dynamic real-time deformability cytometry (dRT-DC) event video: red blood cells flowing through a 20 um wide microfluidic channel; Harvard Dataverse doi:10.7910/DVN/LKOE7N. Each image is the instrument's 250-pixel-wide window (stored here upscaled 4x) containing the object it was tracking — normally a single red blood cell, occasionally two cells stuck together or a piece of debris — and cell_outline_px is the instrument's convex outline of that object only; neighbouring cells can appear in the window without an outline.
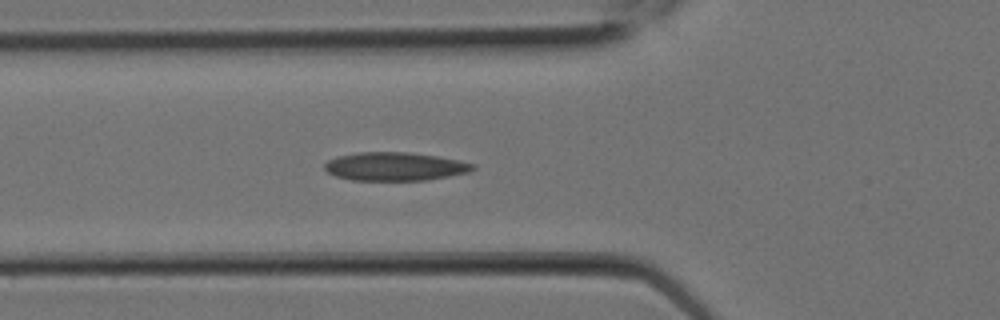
{"species": "Egyptian fruit bat (a non-hibernating species)", "species_latin": "Rousettus aegyptiacus", "temperature_condition": "room temperature", "stored_images_in_passage": 7, "camera_frame_rate_fps": 3000, "um_per_image_px": 0.085, "animal": {"sex": "female"}, "frame": {"image": 1, "passage_image": 7, "time_ms": 2.0, "image_size_px": [1000, 320], "cell_outline_px": [[476, 168], [468, 172], [448, 176], [424, 180], [352, 180], [336, 176], [328, 172], [324, 168], [324, 164], [328, 160], [336, 156], [360, 152], [408, 152], [436, 156], [476, 164]], "centroid_in_image_um": [33.54, 14.14], "position_along_channel_um": 92.3, "area_um2": 24.39}}